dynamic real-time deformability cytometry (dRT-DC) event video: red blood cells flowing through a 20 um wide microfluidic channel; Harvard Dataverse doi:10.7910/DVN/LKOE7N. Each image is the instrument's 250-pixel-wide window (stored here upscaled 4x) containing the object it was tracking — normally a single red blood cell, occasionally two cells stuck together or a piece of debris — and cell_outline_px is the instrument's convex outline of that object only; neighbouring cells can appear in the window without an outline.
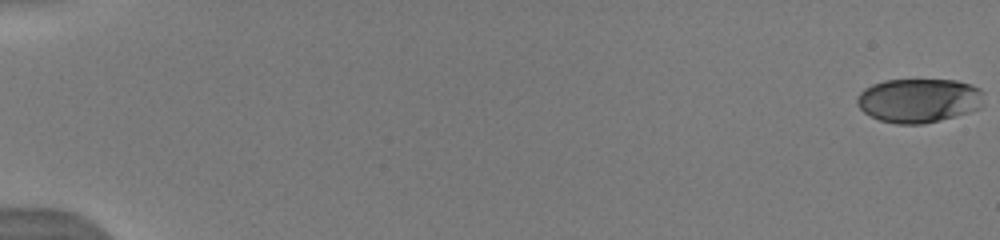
{"species": "human", "species_latin": "Homo sapiens", "temperature_condition": "warm", "stored_images_in_passage": 53, "camera_frame_rate_fps": 3000, "um_per_image_px": 0.085, "donor": {"sex": "male"}, "frame": {"image": 1, "passage_image": 1, "time_ms": 0.0, "image_size_px": [1000, 240], "cell_outline_px": [[984, 92], [980, 108], [968, 112], [940, 120], [920, 124], [896, 124], [880, 120], [864, 112], [856, 104], [856, 100], [860, 92], [864, 88], [872, 84], [884, 80], [956, 80], [972, 84], [980, 88]], "centroid_in_image_um": [78.1, 8.53], "position_along_channel_um": 6.9, "area_um2": 32.66}}
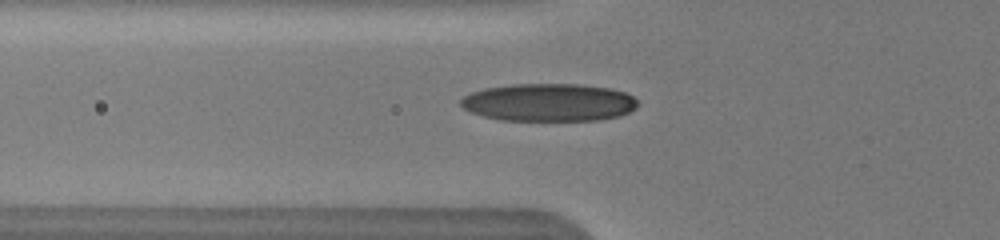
{"frame": {"image": 2, "passage_image": 21, "time_ms": 6.667, "image_size_px": [1000, 240], "cell_outline_px": [[640, 104], [636, 108], [620, 116], [596, 120], [504, 120], [484, 116], [472, 112], [464, 108], [460, 104], [460, 100], [464, 96], [472, 92], [484, 88], [512, 84], [580, 84], [612, 88], [624, 92], [632, 96]], "centroid_in_image_um": [46.68, 8.69], "position_along_channel_um": 79.1, "area_um2": 38.96}}
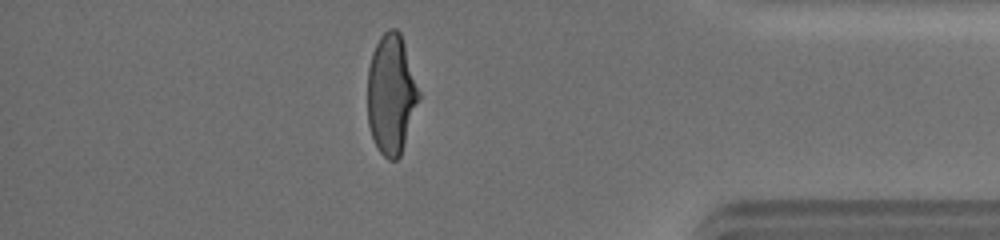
{"frame": {"image": 3, "passage_image": 47, "time_ms": 15.333, "image_size_px": [1000, 240], "cell_outline_px": [[420, 96], [400, 156], [396, 160], [388, 160], [380, 152], [372, 136], [368, 124], [368, 68], [372, 52], [380, 36], [388, 28], [396, 28], [400, 32], [420, 92]], "centroid_in_image_um": [33.24, 7.99], "position_along_channel_um": 402.0, "area_um2": 35.55}, "authors_computed_cell_mechanics": {"area_um2": 36.414, "velocity_mm_per_s": 4.0022, "shape_relaxation_time_tau1_ms": 4.7052, "shape_relaxation_time_tau2_ms": 0.7417, "deformation_change_tau1": 0.2175, "deformation_change_tau2": 0.0624}}